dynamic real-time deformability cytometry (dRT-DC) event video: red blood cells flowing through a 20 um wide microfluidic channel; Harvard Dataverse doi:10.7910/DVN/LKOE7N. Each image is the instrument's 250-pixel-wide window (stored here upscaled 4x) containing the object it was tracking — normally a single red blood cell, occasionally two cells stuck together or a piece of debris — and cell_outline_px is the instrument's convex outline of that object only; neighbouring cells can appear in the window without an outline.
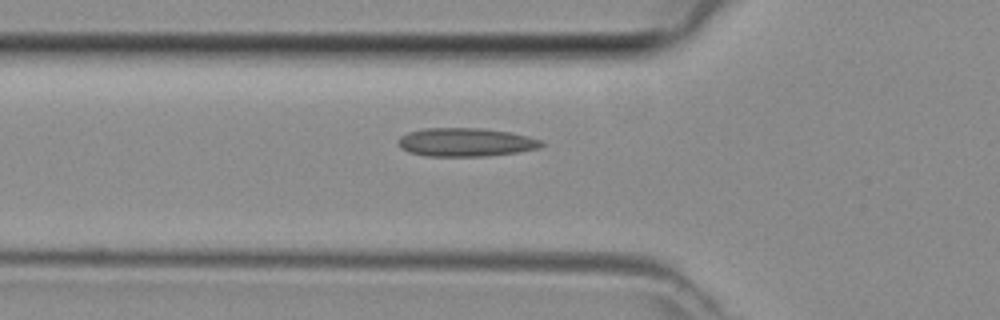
{"species": "common noctule bat (a hibernating species)", "species_latin": "Nyctalus noctula", "temperature_condition": "room temperature", "stored_images_in_passage": 29, "camera_frame_rate_fps": 3000, "um_per_image_px": 0.085, "animal": {"sex": "female", "body_mass_g": 29.2, "forearm_length_mm": 56.3}, "frame": {"image": 1, "passage_image": 2, "time_ms": 0.333, "image_size_px": [1000, 320], "cell_outline_px": [[544, 144], [540, 148], [520, 152], [484, 156], [428, 156], [408, 152], [400, 148], [396, 140], [400, 136], [408, 132], [424, 128], [480, 128], [508, 132], [528, 136], [540, 140]], "centroid_in_image_um": [39.55, 12.09], "position_along_channel_um": 86.2, "area_um2": 23.87}}
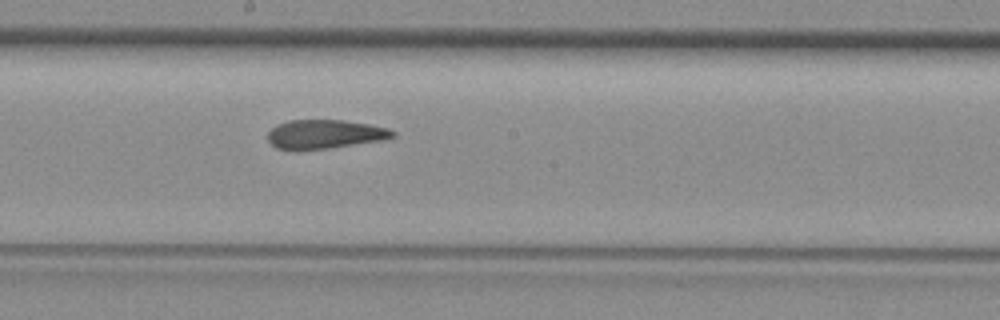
{"frame": {"image": 2, "passage_image": 11, "time_ms": 3.333, "image_size_px": [1000, 320], "cell_outline_px": [[396, 136], [384, 140], [328, 148], [296, 152], [276, 148], [268, 140], [268, 132], [272, 128], [288, 120], [344, 120], [368, 124], [388, 128], [396, 132]], "centroid_in_image_um": [27.6, 11.43], "position_along_channel_um": 220.6, "area_um2": 21.39}}
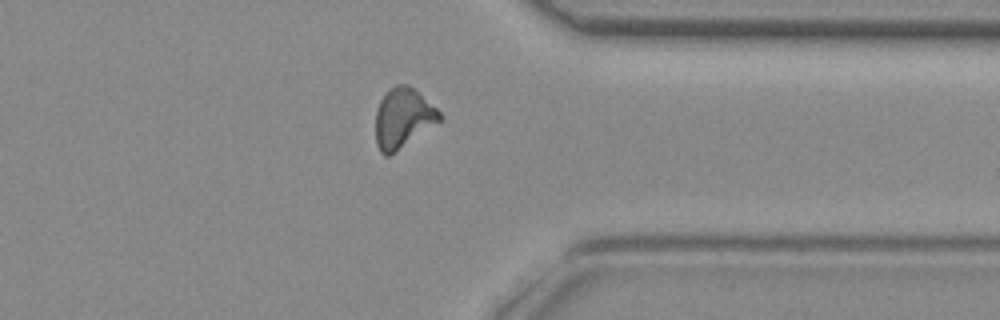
{"frame": {"image": 3, "passage_image": 22, "time_ms": 7.0, "image_size_px": [1000, 320], "cell_outline_px": [[444, 120], [388, 156], [384, 156], [380, 152], [376, 144], [376, 112], [380, 100], [396, 84], [408, 84], [416, 88], [444, 116]], "centroid_in_image_um": [34.3, 10.03], "position_along_channel_um": 377.1, "area_um2": 22.48}}